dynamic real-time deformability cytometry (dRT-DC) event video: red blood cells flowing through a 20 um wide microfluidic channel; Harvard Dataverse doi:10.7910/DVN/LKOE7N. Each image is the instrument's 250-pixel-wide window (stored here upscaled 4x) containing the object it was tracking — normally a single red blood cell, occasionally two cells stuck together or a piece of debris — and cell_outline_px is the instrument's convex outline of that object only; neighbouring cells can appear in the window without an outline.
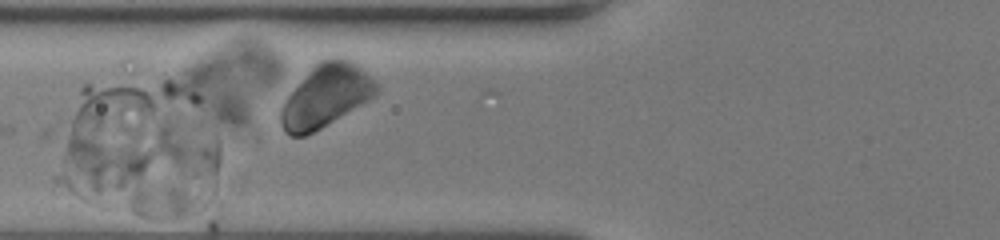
{"species": "human", "species_latin": "Homo sapiens", "temperature_condition": "room temperature", "stored_images_in_passage": 8, "camera_frame_rate_fps": 3000, "um_per_image_px": 0.085, "donor": {"sex": "female"}, "frame": {"image": 1, "passage_image": 8, "time_ms": 2.333, "image_size_px": [1000, 240], "cell_outline_px": [[380, 92], [376, 96], [320, 128], [304, 136], [292, 136], [284, 132], [280, 120], [280, 112], [288, 96], [312, 68], [320, 60], [336, 56], [348, 60], [372, 76], [380, 88]], "centroid_in_image_um": [27.74, 8.14], "position_along_channel_um": 98.1, "area_um2": 34.28}}